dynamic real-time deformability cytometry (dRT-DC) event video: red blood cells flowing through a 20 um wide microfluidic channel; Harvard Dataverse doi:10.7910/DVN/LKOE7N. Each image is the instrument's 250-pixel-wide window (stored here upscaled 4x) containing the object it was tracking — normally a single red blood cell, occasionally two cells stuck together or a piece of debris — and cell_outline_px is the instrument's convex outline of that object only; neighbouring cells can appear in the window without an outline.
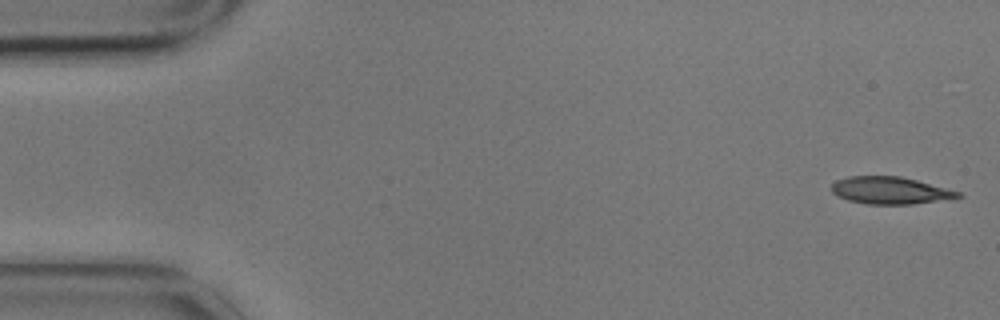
{"species": "common noctule bat (a hibernating species)", "species_latin": "Nyctalus noctula", "temperature_condition": "cold", "stored_images_in_passage": 5, "camera_frame_rate_fps": 3000, "um_per_image_px": 0.085, "animal": {"sex": "male", "body_mass_g": 17.9}, "frame": {"image": 1, "passage_image": 1, "time_ms": 0.0, "image_size_px": [1000, 320], "cell_outline_px": [[964, 196], [912, 204], [868, 204], [848, 200], [836, 196], [832, 192], [832, 184], [836, 180], [848, 176], [900, 176], [916, 180], [960, 192]], "centroid_in_image_um": [75.61, 16.18], "position_along_channel_um": 9.4, "area_um2": 19.83}}